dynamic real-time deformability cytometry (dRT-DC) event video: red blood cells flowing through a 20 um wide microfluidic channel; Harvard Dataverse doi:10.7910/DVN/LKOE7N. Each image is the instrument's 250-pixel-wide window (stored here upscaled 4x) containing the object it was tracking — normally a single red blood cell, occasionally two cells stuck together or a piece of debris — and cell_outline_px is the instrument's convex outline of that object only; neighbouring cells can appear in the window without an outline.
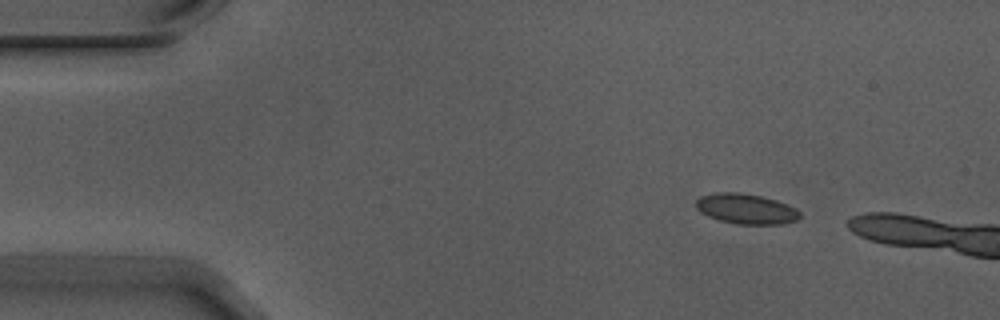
{"species": "Egyptian fruit bat (a non-hibernating species)", "species_latin": "Rousettus aegyptiacus", "temperature_condition": "warm", "stored_images_in_passage": 2, "camera_frame_rate_fps": 3000, "um_per_image_px": 0.085, "animal": {"sex": "male"}, "frame": {"image": 1, "passage_image": 1, "time_ms": 0.0, "image_size_px": [1000, 320], "cell_outline_px": [[800, 216], [796, 220], [780, 224], [736, 224], [720, 220], [708, 216], [700, 212], [696, 208], [696, 200], [700, 196], [720, 192], [740, 192], [760, 196], [776, 200], [788, 204], [796, 208], [800, 212]], "centroid_in_image_um": [63.41, 17.75], "position_along_channel_um": 21.6, "area_um2": 18.26}}